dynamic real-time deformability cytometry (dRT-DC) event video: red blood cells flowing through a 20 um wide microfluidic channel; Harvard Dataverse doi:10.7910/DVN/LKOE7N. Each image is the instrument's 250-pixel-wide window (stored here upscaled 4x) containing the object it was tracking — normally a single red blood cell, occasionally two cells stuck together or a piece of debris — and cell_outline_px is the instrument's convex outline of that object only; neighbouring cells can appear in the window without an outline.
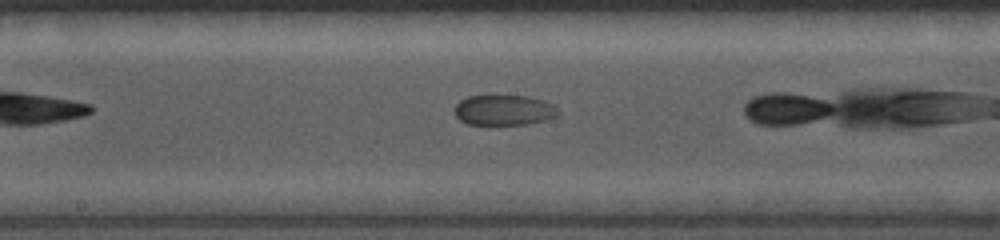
{"species": "common noctule bat (a hibernating species)", "species_latin": "Nyctalus noctula", "temperature_condition": "cold", "stored_images_in_passage": 20, "camera_frame_rate_fps": 5000, "um_per_image_px": 0.085, "animal": {"sex": "female", "body_mass_g": 19.0, "forearm_length_mm": 56.7}, "frame": {"image": 1, "passage_image": 15, "time_ms": 2.8, "image_size_px": [1000, 240], "cell_outline_px": [[560, 112], [556, 116], [544, 120], [528, 124], [488, 128], [468, 124], [460, 120], [456, 116], [452, 108], [460, 100], [468, 96], [528, 96], [544, 100], [552, 104]], "centroid_in_image_um": [42.78, 9.41], "position_along_channel_um": 205.4, "area_um2": 19.19}}